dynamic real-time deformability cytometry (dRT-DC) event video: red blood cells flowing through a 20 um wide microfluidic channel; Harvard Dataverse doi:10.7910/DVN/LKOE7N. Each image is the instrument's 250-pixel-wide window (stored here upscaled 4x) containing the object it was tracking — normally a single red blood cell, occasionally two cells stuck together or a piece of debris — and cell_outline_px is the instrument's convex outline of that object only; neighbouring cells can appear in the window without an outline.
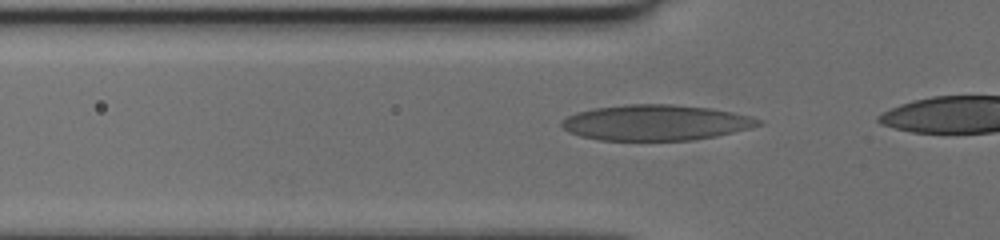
{"species": "human", "species_latin": "Homo sapiens", "temperature_condition": "cold", "stored_images_in_passage": 16, "camera_frame_rate_fps": 3000, "um_per_image_px": 0.085, "donor": {"sex": "female"}, "frame": {"image": 1, "passage_image": 13, "time_ms": 4.0, "image_size_px": [1000, 240], "cell_outline_px": [[760, 124], [748, 128], [716, 136], [692, 140], [600, 140], [580, 136], [568, 132], [560, 124], [568, 116], [576, 112], [596, 108], [632, 104], [672, 104], [708, 108], [748, 116], [760, 120]], "centroid_in_image_um": [55.67, 10.43], "position_along_channel_um": 70.1, "area_um2": 40.17}}